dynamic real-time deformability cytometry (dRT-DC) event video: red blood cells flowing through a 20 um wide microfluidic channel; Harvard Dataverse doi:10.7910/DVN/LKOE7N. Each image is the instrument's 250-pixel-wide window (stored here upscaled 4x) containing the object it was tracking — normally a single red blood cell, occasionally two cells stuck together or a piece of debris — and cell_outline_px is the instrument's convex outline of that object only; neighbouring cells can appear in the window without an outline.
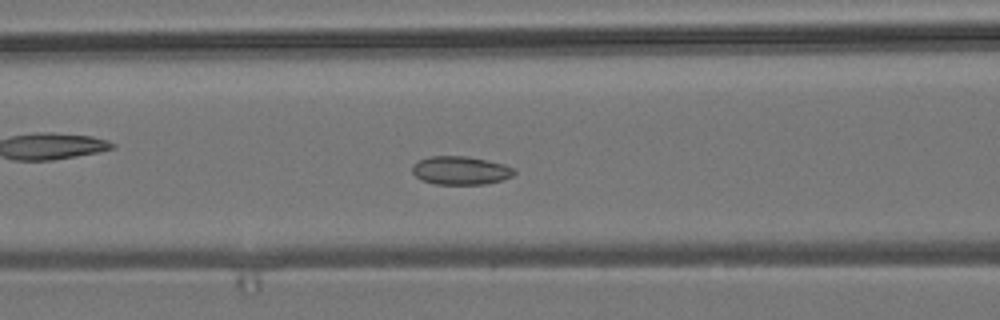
{"species": "common noctule bat (a hibernating species)", "species_latin": "Nyctalus noctula", "temperature_condition": "room temperature", "stored_images_in_passage": 53, "camera_frame_rate_fps": 3000, "um_per_image_px": 0.085, "animal": {"sex": "male", "body_mass_g": 19.2, "forearm_length_mm": 51.8}, "frame": {"image": 1, "passage_image": 20, "time_ms": 6.333, "image_size_px": [1000, 320], "cell_outline_px": [[516, 172], [512, 176], [500, 180], [484, 184], [436, 184], [424, 180], [416, 176], [412, 172], [412, 164], [428, 156], [468, 156], [504, 164], [516, 168]], "centroid_in_image_um": [39.16, 14.48], "position_along_channel_um": 127.4, "area_um2": 16.82}}
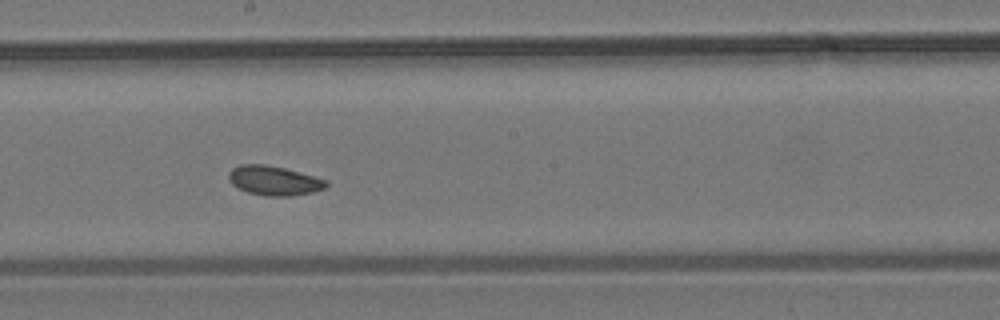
{"frame": {"image": 2, "passage_image": 28, "time_ms": 9.0, "image_size_px": [1000, 320], "cell_outline_px": [[328, 184], [324, 188], [312, 192], [292, 196], [264, 196], [248, 192], [236, 188], [228, 180], [228, 172], [232, 168], [240, 164], [264, 164], [284, 168], [328, 180]], "centroid_in_image_um": [23.25, 15.35], "position_along_channel_um": 225.0, "area_um2": 16.82}}
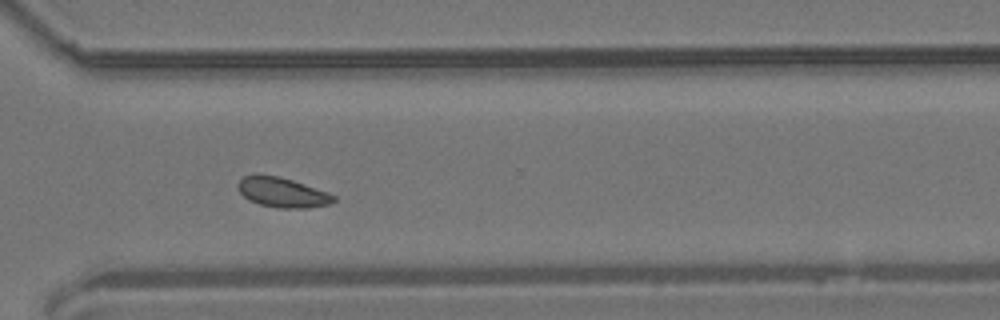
{"frame": {"image": 3, "passage_image": 38, "time_ms": 12.333, "image_size_px": [1000, 320], "cell_outline_px": [[336, 200], [328, 204], [308, 208], [280, 208], [260, 204], [248, 200], [240, 192], [236, 184], [244, 176], [256, 172], [276, 176], [292, 180], [328, 192], [336, 196]], "centroid_in_image_um": [23.96, 16.33], "position_along_channel_um": 346.6, "area_um2": 16.76}, "authors_computed_cell_mechanics": {"area_um2": 16.6464, "velocity_mm_per_s": 3.6638, "shape_relaxation_time_tau1_ms": null, "shape_relaxation_time_tau2_ms": 4.5155, "deformation_change_tau1": null, "deformation_change_tau2": 0.0736}}